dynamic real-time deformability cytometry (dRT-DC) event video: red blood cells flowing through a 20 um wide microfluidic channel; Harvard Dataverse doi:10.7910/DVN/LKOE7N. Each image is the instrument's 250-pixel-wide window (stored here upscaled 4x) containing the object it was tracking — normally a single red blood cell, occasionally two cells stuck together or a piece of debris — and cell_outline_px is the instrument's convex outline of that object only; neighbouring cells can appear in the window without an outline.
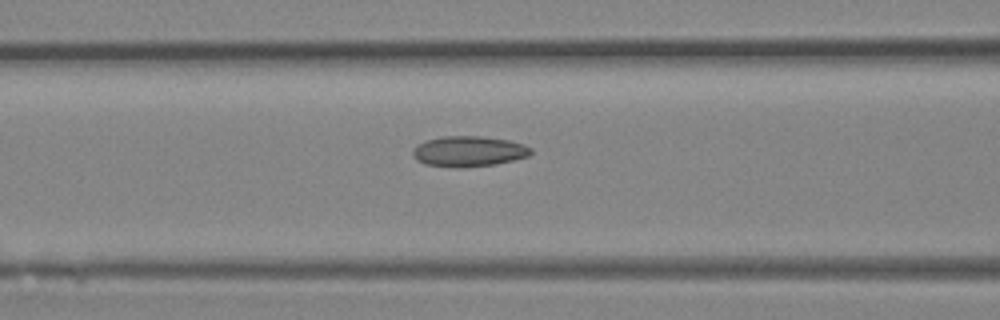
{"species": "Egyptian fruit bat (a non-hibernating species)", "species_latin": "Rousettus aegyptiacus", "temperature_condition": "room temperature", "stored_images_in_passage": 29, "camera_frame_rate_fps": 3000, "um_per_image_px": 0.085, "animal": {"sex": "female"}, "frame": {"image": 1, "passage_image": 15, "time_ms": 4.667, "image_size_px": [1000, 320], "cell_outline_px": [[532, 152], [528, 156], [496, 164], [464, 168], [456, 168], [424, 164], [416, 160], [412, 156], [412, 148], [428, 140], [440, 136], [480, 136], [508, 140], [524, 144], [532, 148]], "centroid_in_image_um": [39.82, 12.87], "position_along_channel_um": 126.8, "area_um2": 21.15}}
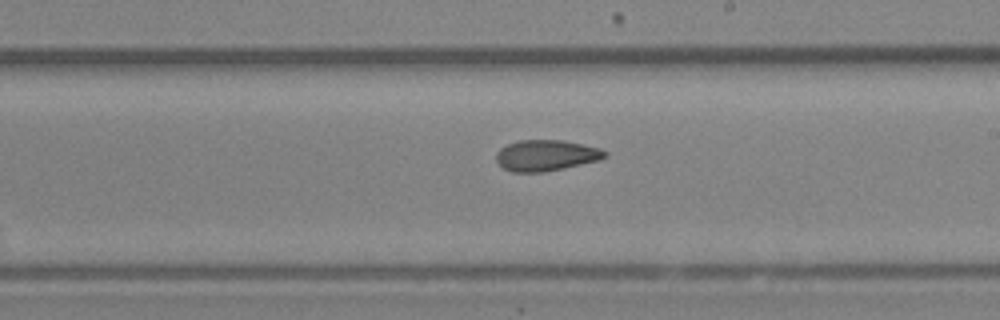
{"frame": {"image": 2, "passage_image": 21, "time_ms": 6.667, "image_size_px": [1000, 320], "cell_outline_px": [[608, 156], [600, 160], [564, 168], [544, 172], [512, 172], [504, 168], [496, 160], [496, 152], [500, 148], [508, 144], [520, 140], [564, 140], [600, 148], [608, 152]], "centroid_in_image_um": [46.44, 13.21], "position_along_channel_um": 242.6, "area_um2": 19.71}}
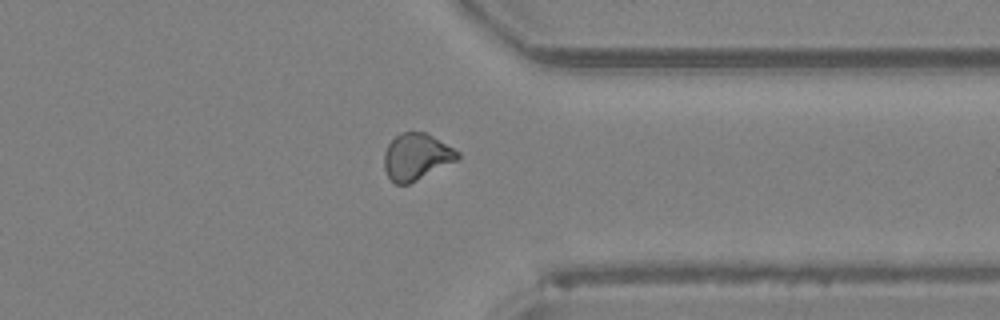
{"frame": {"image": 3, "passage_image": 28, "time_ms": 9.0, "image_size_px": [1000, 320], "cell_outline_px": [[460, 156], [456, 160], [408, 184], [396, 184], [388, 176], [384, 168], [384, 152], [388, 144], [400, 132], [424, 132], [432, 136], [460, 152]], "centroid_in_image_um": [35.36, 13.31], "position_along_channel_um": 376.0, "area_um2": 19.54}}